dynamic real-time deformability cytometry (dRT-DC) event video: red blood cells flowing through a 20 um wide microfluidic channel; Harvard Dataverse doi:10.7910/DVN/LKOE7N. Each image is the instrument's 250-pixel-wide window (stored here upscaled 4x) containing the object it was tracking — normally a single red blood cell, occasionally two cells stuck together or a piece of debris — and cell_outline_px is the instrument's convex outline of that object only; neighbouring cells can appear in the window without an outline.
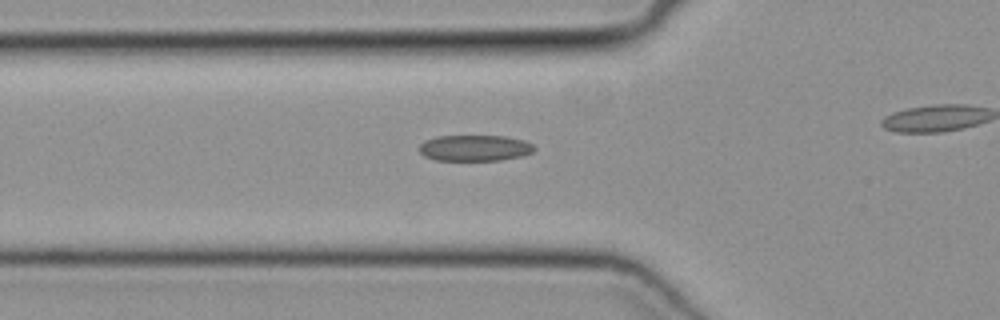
{"species": "common noctule bat (a hibernating species)", "species_latin": "Nyctalus noctula", "temperature_condition": "cold", "stored_images_in_passage": 25, "camera_frame_rate_fps": 3000, "um_per_image_px": 0.085, "animal": {"sex": "female", "body_mass_g": 19.3, "forearm_length_mm": 54.1}, "frame": {"image": 1, "passage_image": 2, "time_ms": 0.333, "image_size_px": [1000, 320], "cell_outline_px": [[536, 148], [532, 152], [520, 156], [500, 160], [436, 160], [424, 156], [420, 152], [420, 144], [424, 140], [436, 136], [504, 136], [524, 140], [532, 144]], "centroid_in_image_um": [40.34, 12.57], "position_along_channel_um": 85.5, "area_um2": 17.4}}
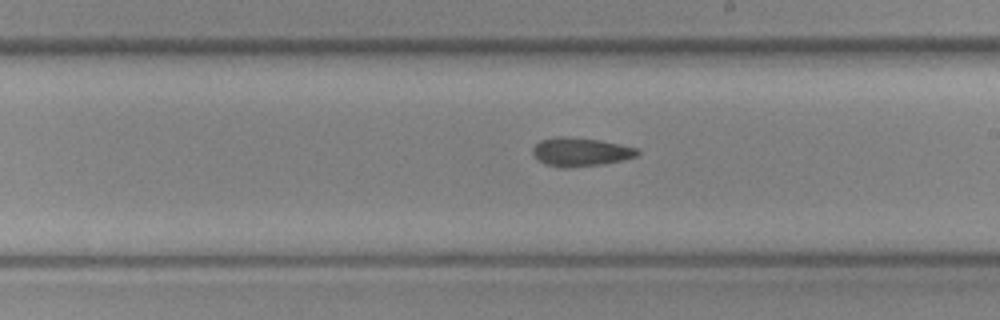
{"frame": {"image": 2, "passage_image": 13, "time_ms": 4.0, "image_size_px": [1000, 320], "cell_outline_px": [[640, 152], [636, 156], [624, 160], [604, 164], [572, 168], [560, 168], [544, 164], [532, 152], [532, 148], [540, 140], [556, 136], [564, 136], [600, 140], [620, 144], [636, 148]], "centroid_in_image_um": [49.34, 12.92], "position_along_channel_um": 239.7, "area_um2": 17.63}}
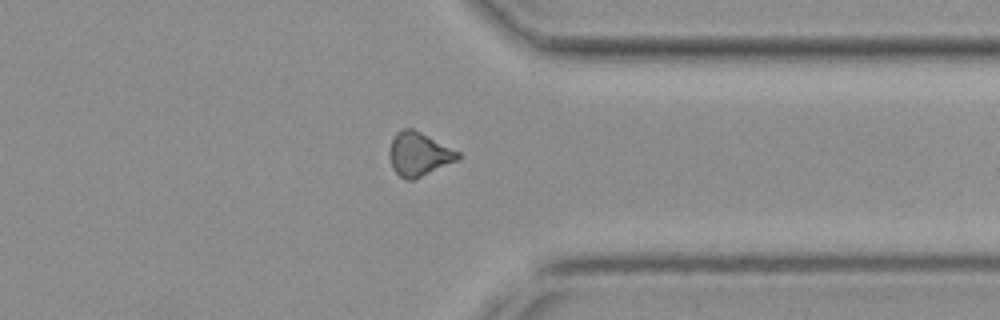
{"frame": {"image": 3, "passage_image": 23, "time_ms": 7.333, "image_size_px": [1000, 320], "cell_outline_px": [[460, 156], [456, 160], [416, 180], [408, 180], [400, 176], [392, 168], [388, 156], [388, 152], [392, 140], [396, 132], [400, 128], [412, 128], [460, 152]], "centroid_in_image_um": [35.56, 13.11], "position_along_channel_um": 375.8, "area_um2": 17.46}}